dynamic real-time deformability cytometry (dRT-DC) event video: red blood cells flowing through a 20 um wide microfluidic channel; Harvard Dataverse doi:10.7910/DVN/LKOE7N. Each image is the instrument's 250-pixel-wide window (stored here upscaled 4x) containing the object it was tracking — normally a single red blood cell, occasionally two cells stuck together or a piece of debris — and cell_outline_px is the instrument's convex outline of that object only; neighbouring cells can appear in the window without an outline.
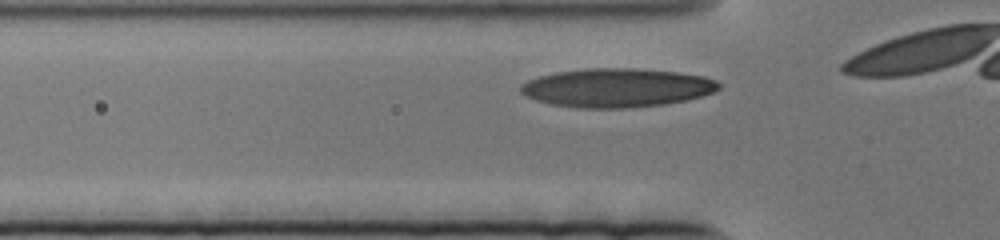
{"species": "human", "species_latin": "Homo sapiens", "temperature_condition": "cold", "stored_images_in_passage": 7, "camera_frame_rate_fps": 3000, "um_per_image_px": 0.085, "donor": {"sex": "female"}, "frame": {"image": 1, "passage_image": 3, "time_ms": 0.667, "image_size_px": [1000, 240], "cell_outline_px": [[720, 88], [712, 92], [688, 100], [664, 104], [628, 108], [576, 108], [552, 104], [536, 100], [520, 92], [520, 84], [528, 80], [540, 76], [556, 72], [584, 68], [636, 68], [676, 72], [704, 76], [716, 80], [720, 84]], "centroid_in_image_um": [52.42, 7.46], "position_along_channel_um": 73.4, "area_um2": 44.85}}